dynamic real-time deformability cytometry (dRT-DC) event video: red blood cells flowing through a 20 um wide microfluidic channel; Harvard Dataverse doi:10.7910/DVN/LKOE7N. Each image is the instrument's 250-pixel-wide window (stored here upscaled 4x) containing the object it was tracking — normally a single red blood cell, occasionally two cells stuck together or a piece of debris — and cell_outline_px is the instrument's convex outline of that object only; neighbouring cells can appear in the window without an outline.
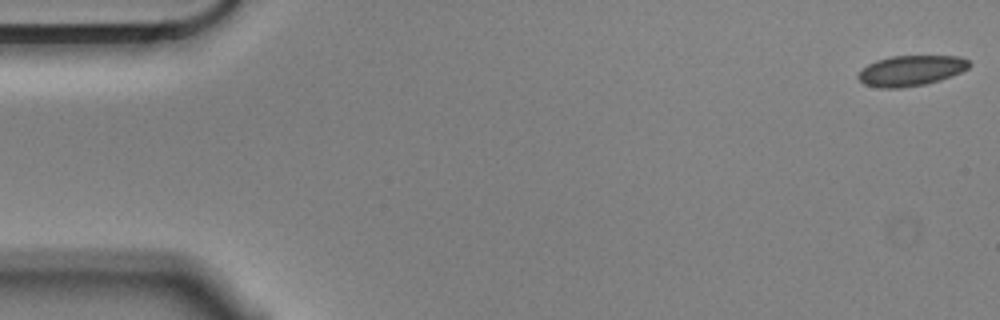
{"species": "Egyptian fruit bat (a non-hibernating species)", "species_latin": "Rousettus aegyptiacus", "temperature_condition": "cold", "stored_images_in_passage": 54, "camera_frame_rate_fps": 3000, "um_per_image_px": 0.085, "animal": {"sex": "male"}, "frame": {"image": 1, "passage_image": 1, "time_ms": 0.0, "image_size_px": [1000, 320], "cell_outline_px": [[972, 64], [968, 68], [960, 72], [940, 80], [924, 84], [900, 88], [880, 88], [864, 84], [856, 76], [868, 64], [876, 60], [892, 56], [960, 56], [968, 60]], "centroid_in_image_um": [77.43, 6.0], "position_along_channel_um": 7.6, "area_um2": 19.59}}
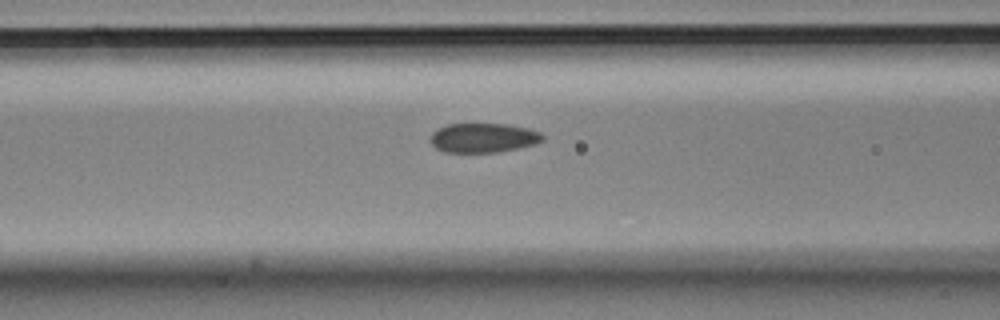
{"frame": {"image": 2, "passage_image": 22, "time_ms": 7.0, "image_size_px": [1000, 320], "cell_outline_px": [[544, 140], [536, 144], [496, 152], [444, 152], [436, 148], [432, 144], [432, 132], [436, 128], [448, 124], [504, 124], [528, 128], [540, 132], [544, 136]], "centroid_in_image_um": [41.09, 11.71], "position_along_channel_um": 125.5, "area_um2": 19.13}}
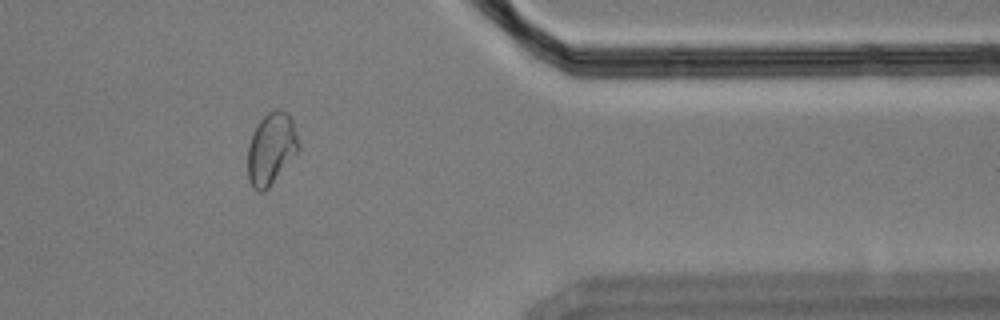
{"frame": {"image": 3, "passage_image": 46, "time_ms": 15.0, "image_size_px": [1000, 320], "cell_outline_px": [[300, 148], [268, 188], [264, 192], [256, 192], [252, 188], [248, 180], [248, 144], [256, 124], [268, 112], [276, 108], [280, 108], [288, 112], [292, 120], [300, 144]], "centroid_in_image_um": [23.04, 12.62], "position_along_channel_um": 388.4, "area_um2": 21.44}, "authors_computed_cell_mechanics": {"area_um2": 20.0566, "velocity_mm_per_s": 3.5378, "shape_relaxation_time_tau1_ms": null, "shape_relaxation_time_tau2_ms": 1.9567, "deformation_change_tau1": null, "deformation_change_tau2": 0.064}}